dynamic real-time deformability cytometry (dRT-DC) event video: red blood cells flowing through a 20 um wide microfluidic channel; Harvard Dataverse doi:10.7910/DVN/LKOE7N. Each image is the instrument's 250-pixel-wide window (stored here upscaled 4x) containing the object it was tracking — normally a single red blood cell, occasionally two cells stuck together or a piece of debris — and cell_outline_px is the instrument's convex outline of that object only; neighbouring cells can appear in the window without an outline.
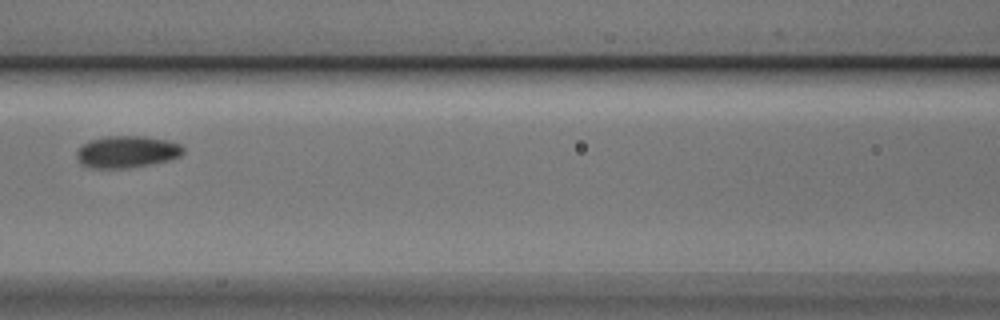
{"species": "Egyptian fruit bat (a non-hibernating species)", "species_latin": "Rousettus aegyptiacus", "temperature_condition": "cold", "stored_images_in_passage": 6, "camera_frame_rate_fps": 3000, "um_per_image_px": 0.085, "animal": {"sex": "male"}, "frame": {"image": 1, "passage_image": 3, "time_ms": 0.667, "image_size_px": [1000, 320], "cell_outline_px": [[184, 152], [180, 156], [172, 160], [152, 164], [128, 168], [88, 168], [80, 164], [76, 160], [76, 152], [84, 144], [92, 140], [104, 136], [144, 136], [168, 140], [184, 144]], "centroid_in_image_um": [10.82, 12.91], "position_along_channel_um": 155.8, "area_um2": 20.23}}
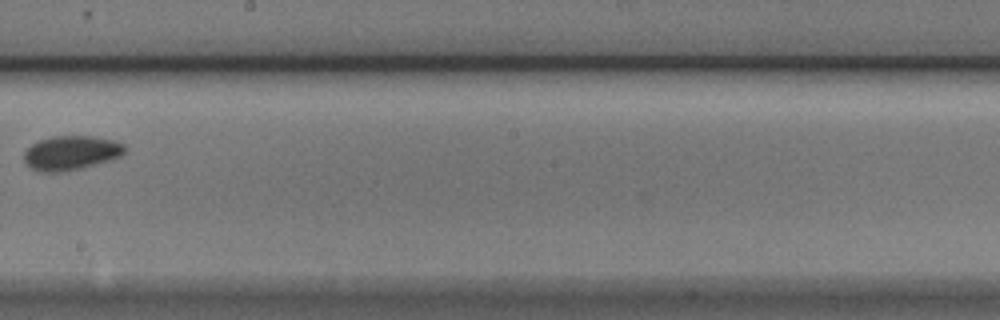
{"frame": {"image": 2, "passage_image": 5, "time_ms": 1.333, "image_size_px": [1000, 320], "cell_outline_px": [[128, 148], [120, 156], [108, 160], [80, 168], [60, 172], [40, 172], [32, 168], [24, 160], [24, 152], [32, 144], [40, 140], [52, 136], [92, 136], [112, 140], [124, 144]], "centroid_in_image_um": [6.04, 12.98], "position_along_channel_um": 242.2, "area_um2": 19.88}}
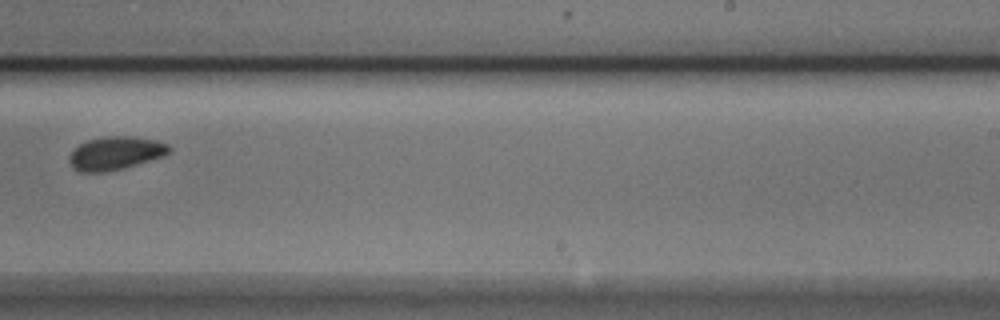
{"frame": {"image": 3, "passage_image": 6, "time_ms": 1.667, "image_size_px": [1000, 320], "cell_outline_px": [[172, 148], [164, 156], [124, 168], [104, 172], [80, 172], [72, 168], [68, 160], [68, 156], [72, 148], [88, 140], [104, 136], [132, 136], [156, 140], [168, 144]], "centroid_in_image_um": [9.78, 13.02], "position_along_channel_um": 279.2, "area_um2": 19.59}}